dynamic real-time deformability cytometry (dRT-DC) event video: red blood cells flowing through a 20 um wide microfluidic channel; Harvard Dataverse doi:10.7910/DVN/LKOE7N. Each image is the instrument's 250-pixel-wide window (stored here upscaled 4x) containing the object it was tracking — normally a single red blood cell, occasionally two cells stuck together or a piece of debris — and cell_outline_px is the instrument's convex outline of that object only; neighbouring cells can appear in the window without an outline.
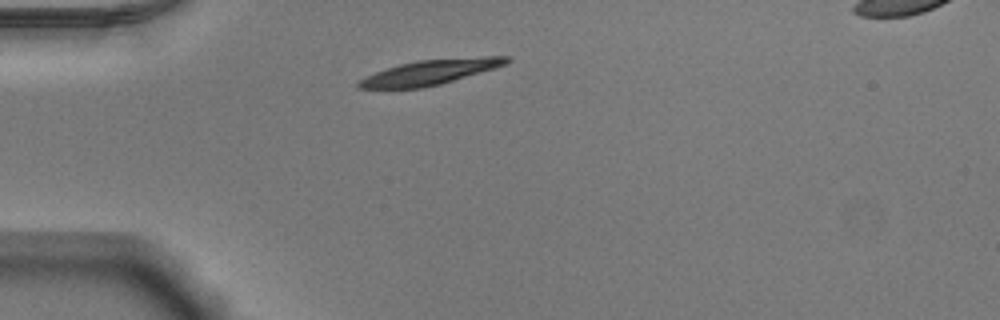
{"species": "Egyptian fruit bat (a non-hibernating species)", "species_latin": "Rousettus aegyptiacus", "temperature_condition": "warm", "stored_images_in_passage": 39, "camera_frame_rate_fps": 3000, "um_per_image_px": 0.085, "animal": {"sex": "male"}, "frame": {"image": 1, "passage_image": 1, "time_ms": 0.0, "image_size_px": [1000, 320], "cell_outline_px": [[512, 60], [508, 64], [440, 84], [420, 88], [356, 88], [356, 84], [360, 80], [376, 72], [400, 64], [416, 60], [484, 56], [512, 56]], "centroid_in_image_um": [36.63, 6.12], "position_along_channel_um": 48.4, "area_um2": 21.33}}
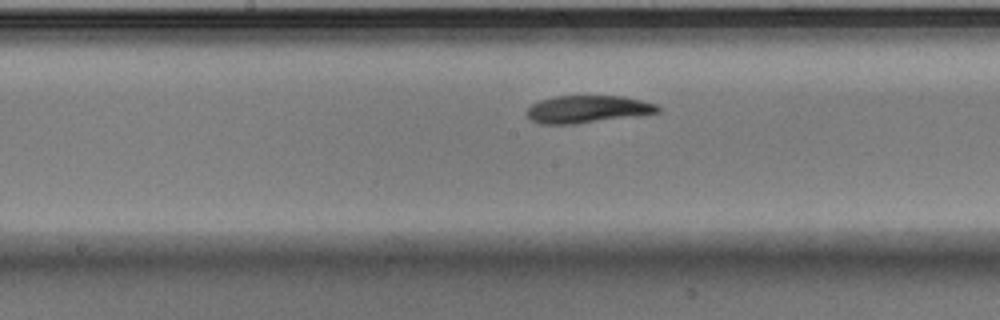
{"frame": {"image": 2, "passage_image": 14, "time_ms": 4.333, "image_size_px": [1000, 320], "cell_outline_px": [[660, 112], [640, 116], [576, 124], [540, 124], [532, 120], [528, 116], [528, 108], [532, 104], [540, 100], [556, 96], [624, 96], [656, 104], [660, 108]], "centroid_in_image_um": [49.98, 9.29], "position_along_channel_um": 198.2, "area_um2": 21.04}}
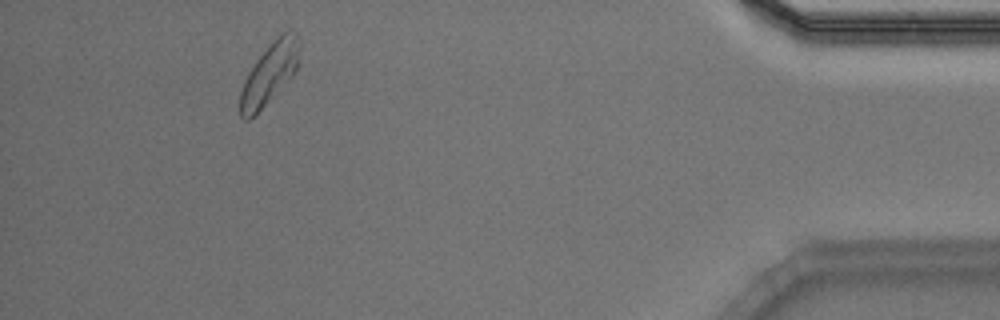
{"frame": {"image": 3, "passage_image": 35, "time_ms": 11.333, "image_size_px": [1000, 320], "cell_outline_px": [[300, 48], [296, 68], [292, 76], [248, 120], [244, 120], [240, 116], [240, 92], [244, 80], [248, 72], [256, 60], [284, 32], [292, 28], [296, 32], [300, 44]], "centroid_in_image_um": [22.9, 6.23], "position_along_channel_um": 412.3, "area_um2": 20.29}, "authors_computed_cell_mechanics": {"area_um2": 21.0392, "velocity_mm_per_s": 3.8649, "shape_relaxation_time_tau1_ms": 4.1595, "shape_relaxation_time_tau2_ms": null, "deformation_change_tau1": 0.1664, "deformation_change_tau2": null}}